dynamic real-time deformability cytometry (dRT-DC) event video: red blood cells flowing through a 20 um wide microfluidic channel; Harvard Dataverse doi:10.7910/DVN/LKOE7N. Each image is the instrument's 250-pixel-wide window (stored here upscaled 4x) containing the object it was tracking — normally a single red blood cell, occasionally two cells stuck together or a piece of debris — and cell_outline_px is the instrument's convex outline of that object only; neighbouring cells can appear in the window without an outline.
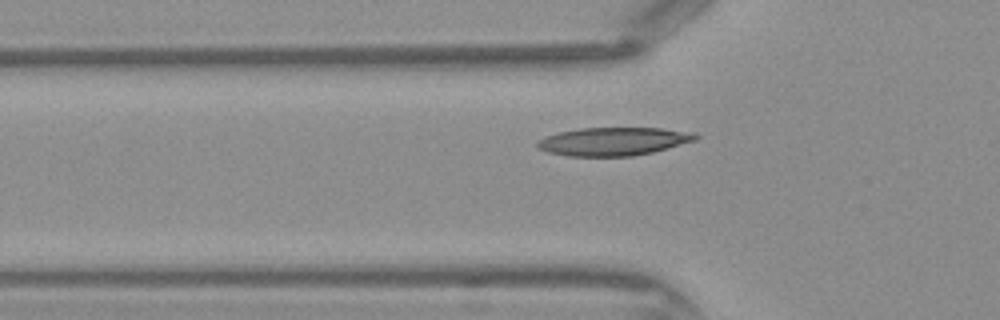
{"species": "Egyptian fruit bat (a non-hibernating species)", "species_latin": "Rousettus aegyptiacus", "temperature_condition": "warm", "stored_images_in_passage": 32, "camera_frame_rate_fps": 3000, "um_per_image_px": 0.085, "frame": {"image": 1, "passage_image": 7, "time_ms": 2.0, "image_size_px": [1000, 320], "cell_outline_px": [[700, 136], [696, 140], [668, 148], [652, 152], [632, 156], [568, 156], [548, 152], [536, 148], [536, 140], [544, 136], [560, 132], [580, 128], [660, 128], [692, 132]], "centroid_in_image_um": [52.11, 12.02], "position_along_channel_um": 73.7, "area_um2": 26.07}}
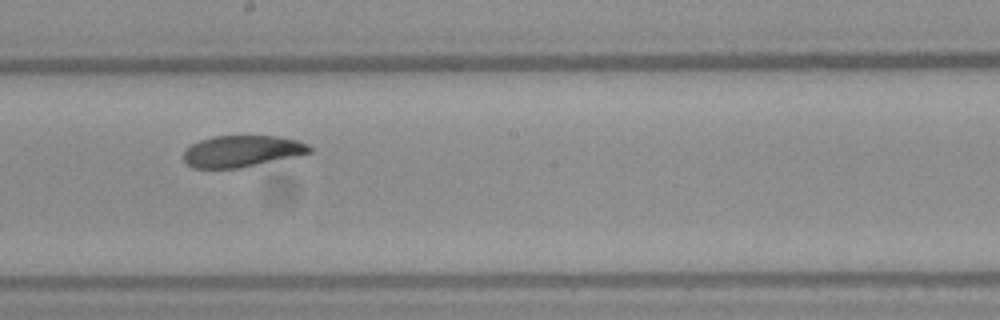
{"frame": {"image": 2, "passage_image": 17, "time_ms": 5.333, "image_size_px": [1000, 320], "cell_outline_px": [[312, 152], [296, 156], [240, 168], [192, 168], [184, 160], [184, 152], [192, 144], [200, 140], [212, 136], [280, 136], [296, 140], [308, 144], [312, 148]], "centroid_in_image_um": [20.58, 12.85], "position_along_channel_um": 227.6, "area_um2": 23.06}}
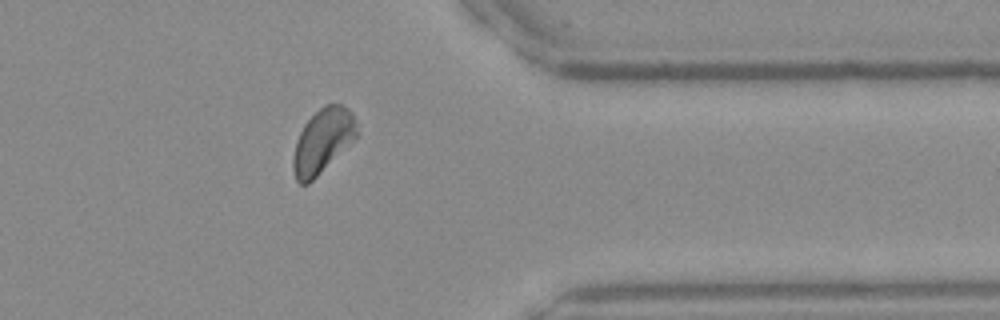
{"frame": {"image": 3, "passage_image": 28, "time_ms": 9.0, "image_size_px": [1000, 320], "cell_outline_px": [[356, 136], [308, 184], [300, 184], [296, 180], [292, 168], [292, 156], [296, 140], [304, 124], [324, 104], [344, 104], [352, 112], [356, 132]], "centroid_in_image_um": [27.37, 11.96], "position_along_channel_um": 384.0, "area_um2": 23.24}}